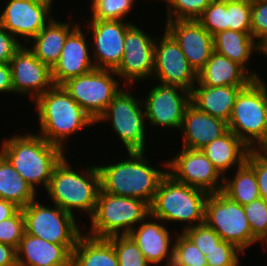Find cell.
Instances as JSON below:
<instances>
[{
  "label": "cell",
  "mask_w": 267,
  "mask_h": 266,
  "mask_svg": "<svg viewBox=\"0 0 267 266\" xmlns=\"http://www.w3.org/2000/svg\"><path fill=\"white\" fill-rule=\"evenodd\" d=\"M258 243H262L261 245L264 246V248L266 249L265 251H267V233L259 239Z\"/></svg>",
  "instance_id": "obj_50"
},
{
  "label": "cell",
  "mask_w": 267,
  "mask_h": 266,
  "mask_svg": "<svg viewBox=\"0 0 267 266\" xmlns=\"http://www.w3.org/2000/svg\"><path fill=\"white\" fill-rule=\"evenodd\" d=\"M0 266H18L15 247L0 243Z\"/></svg>",
  "instance_id": "obj_46"
},
{
  "label": "cell",
  "mask_w": 267,
  "mask_h": 266,
  "mask_svg": "<svg viewBox=\"0 0 267 266\" xmlns=\"http://www.w3.org/2000/svg\"><path fill=\"white\" fill-rule=\"evenodd\" d=\"M81 27L78 25L67 36L59 60L52 68L54 85H61L70 78L96 69L89 49L91 43L86 40L89 39L86 38L87 31L84 33Z\"/></svg>",
  "instance_id": "obj_20"
},
{
  "label": "cell",
  "mask_w": 267,
  "mask_h": 266,
  "mask_svg": "<svg viewBox=\"0 0 267 266\" xmlns=\"http://www.w3.org/2000/svg\"><path fill=\"white\" fill-rule=\"evenodd\" d=\"M164 31L161 38L156 37L151 79L192 92L197 83L198 74L187 61L175 39L166 30Z\"/></svg>",
  "instance_id": "obj_12"
},
{
  "label": "cell",
  "mask_w": 267,
  "mask_h": 266,
  "mask_svg": "<svg viewBox=\"0 0 267 266\" xmlns=\"http://www.w3.org/2000/svg\"><path fill=\"white\" fill-rule=\"evenodd\" d=\"M228 130L249 149H267V83L254 79L236 97Z\"/></svg>",
  "instance_id": "obj_6"
},
{
  "label": "cell",
  "mask_w": 267,
  "mask_h": 266,
  "mask_svg": "<svg viewBox=\"0 0 267 266\" xmlns=\"http://www.w3.org/2000/svg\"><path fill=\"white\" fill-rule=\"evenodd\" d=\"M155 41L156 37H151L134 23L127 29L123 56L115 70L118 80L123 78L124 86L131 87L153 77Z\"/></svg>",
  "instance_id": "obj_13"
},
{
  "label": "cell",
  "mask_w": 267,
  "mask_h": 266,
  "mask_svg": "<svg viewBox=\"0 0 267 266\" xmlns=\"http://www.w3.org/2000/svg\"><path fill=\"white\" fill-rule=\"evenodd\" d=\"M169 160H167V173L176 181L208 193L222 191L224 177L201 149L182 147Z\"/></svg>",
  "instance_id": "obj_14"
},
{
  "label": "cell",
  "mask_w": 267,
  "mask_h": 266,
  "mask_svg": "<svg viewBox=\"0 0 267 266\" xmlns=\"http://www.w3.org/2000/svg\"><path fill=\"white\" fill-rule=\"evenodd\" d=\"M24 232V216L19 209L12 217L0 222V243L17 248Z\"/></svg>",
  "instance_id": "obj_41"
},
{
  "label": "cell",
  "mask_w": 267,
  "mask_h": 266,
  "mask_svg": "<svg viewBox=\"0 0 267 266\" xmlns=\"http://www.w3.org/2000/svg\"><path fill=\"white\" fill-rule=\"evenodd\" d=\"M31 1L38 2V3L44 4L46 6H49L50 8L51 7L53 8L52 3L54 0H31Z\"/></svg>",
  "instance_id": "obj_49"
},
{
  "label": "cell",
  "mask_w": 267,
  "mask_h": 266,
  "mask_svg": "<svg viewBox=\"0 0 267 266\" xmlns=\"http://www.w3.org/2000/svg\"><path fill=\"white\" fill-rule=\"evenodd\" d=\"M253 80L242 66L214 51L198 73L195 86H248Z\"/></svg>",
  "instance_id": "obj_24"
},
{
  "label": "cell",
  "mask_w": 267,
  "mask_h": 266,
  "mask_svg": "<svg viewBox=\"0 0 267 266\" xmlns=\"http://www.w3.org/2000/svg\"><path fill=\"white\" fill-rule=\"evenodd\" d=\"M150 214V205L138 198L116 196L99 190L89 232L94 238L129 234Z\"/></svg>",
  "instance_id": "obj_7"
},
{
  "label": "cell",
  "mask_w": 267,
  "mask_h": 266,
  "mask_svg": "<svg viewBox=\"0 0 267 266\" xmlns=\"http://www.w3.org/2000/svg\"><path fill=\"white\" fill-rule=\"evenodd\" d=\"M124 88L128 86H123L115 95L95 124L108 121L111 123V130L118 136L127 152H145L146 132L149 128L146 127L143 101L138 100L130 90L126 91Z\"/></svg>",
  "instance_id": "obj_8"
},
{
  "label": "cell",
  "mask_w": 267,
  "mask_h": 266,
  "mask_svg": "<svg viewBox=\"0 0 267 266\" xmlns=\"http://www.w3.org/2000/svg\"><path fill=\"white\" fill-rule=\"evenodd\" d=\"M201 151L213 163L214 167L224 177L231 168L242 166L250 149L230 130L220 138L214 139L201 148ZM232 167H235L232 169Z\"/></svg>",
  "instance_id": "obj_28"
},
{
  "label": "cell",
  "mask_w": 267,
  "mask_h": 266,
  "mask_svg": "<svg viewBox=\"0 0 267 266\" xmlns=\"http://www.w3.org/2000/svg\"><path fill=\"white\" fill-rule=\"evenodd\" d=\"M247 86H194L191 103L200 111L228 123L239 92Z\"/></svg>",
  "instance_id": "obj_26"
},
{
  "label": "cell",
  "mask_w": 267,
  "mask_h": 266,
  "mask_svg": "<svg viewBox=\"0 0 267 266\" xmlns=\"http://www.w3.org/2000/svg\"><path fill=\"white\" fill-rule=\"evenodd\" d=\"M234 171L233 178L224 176L221 192L242 206L260 198L255 171L246 162Z\"/></svg>",
  "instance_id": "obj_31"
},
{
  "label": "cell",
  "mask_w": 267,
  "mask_h": 266,
  "mask_svg": "<svg viewBox=\"0 0 267 266\" xmlns=\"http://www.w3.org/2000/svg\"><path fill=\"white\" fill-rule=\"evenodd\" d=\"M246 163L255 171L260 196L267 201V149H250Z\"/></svg>",
  "instance_id": "obj_42"
},
{
  "label": "cell",
  "mask_w": 267,
  "mask_h": 266,
  "mask_svg": "<svg viewBox=\"0 0 267 266\" xmlns=\"http://www.w3.org/2000/svg\"><path fill=\"white\" fill-rule=\"evenodd\" d=\"M261 53L263 55H266V57H267V39L260 44V54L259 55H261Z\"/></svg>",
  "instance_id": "obj_48"
},
{
  "label": "cell",
  "mask_w": 267,
  "mask_h": 266,
  "mask_svg": "<svg viewBox=\"0 0 267 266\" xmlns=\"http://www.w3.org/2000/svg\"><path fill=\"white\" fill-rule=\"evenodd\" d=\"M84 21L87 23V33L91 32L93 37L89 40H91V52H94L92 59L95 68L115 71L123 56L127 29L133 22L97 19Z\"/></svg>",
  "instance_id": "obj_15"
},
{
  "label": "cell",
  "mask_w": 267,
  "mask_h": 266,
  "mask_svg": "<svg viewBox=\"0 0 267 266\" xmlns=\"http://www.w3.org/2000/svg\"><path fill=\"white\" fill-rule=\"evenodd\" d=\"M137 0H92L91 18L97 20H124Z\"/></svg>",
  "instance_id": "obj_33"
},
{
  "label": "cell",
  "mask_w": 267,
  "mask_h": 266,
  "mask_svg": "<svg viewBox=\"0 0 267 266\" xmlns=\"http://www.w3.org/2000/svg\"><path fill=\"white\" fill-rule=\"evenodd\" d=\"M165 23L164 29L175 39L198 74L214 52L213 36L198 20H173Z\"/></svg>",
  "instance_id": "obj_19"
},
{
  "label": "cell",
  "mask_w": 267,
  "mask_h": 266,
  "mask_svg": "<svg viewBox=\"0 0 267 266\" xmlns=\"http://www.w3.org/2000/svg\"><path fill=\"white\" fill-rule=\"evenodd\" d=\"M160 219L149 214L129 235L151 265L173 262L174 240Z\"/></svg>",
  "instance_id": "obj_21"
},
{
  "label": "cell",
  "mask_w": 267,
  "mask_h": 266,
  "mask_svg": "<svg viewBox=\"0 0 267 266\" xmlns=\"http://www.w3.org/2000/svg\"><path fill=\"white\" fill-rule=\"evenodd\" d=\"M156 266H159V265H156ZM161 266H162V265H161ZM163 266H175V265H174L173 262H171V263H167V264H165V265L163 264Z\"/></svg>",
  "instance_id": "obj_51"
},
{
  "label": "cell",
  "mask_w": 267,
  "mask_h": 266,
  "mask_svg": "<svg viewBox=\"0 0 267 266\" xmlns=\"http://www.w3.org/2000/svg\"><path fill=\"white\" fill-rule=\"evenodd\" d=\"M181 147L186 149H201L214 139L220 138L228 131L227 122L200 111L190 103L184 112L182 125Z\"/></svg>",
  "instance_id": "obj_23"
},
{
  "label": "cell",
  "mask_w": 267,
  "mask_h": 266,
  "mask_svg": "<svg viewBox=\"0 0 267 266\" xmlns=\"http://www.w3.org/2000/svg\"><path fill=\"white\" fill-rule=\"evenodd\" d=\"M173 263L175 266H206L207 260L200 251L182 232L175 233Z\"/></svg>",
  "instance_id": "obj_34"
},
{
  "label": "cell",
  "mask_w": 267,
  "mask_h": 266,
  "mask_svg": "<svg viewBox=\"0 0 267 266\" xmlns=\"http://www.w3.org/2000/svg\"><path fill=\"white\" fill-rule=\"evenodd\" d=\"M67 158L64 156L56 165L45 191L52 203L64 211L72 215L76 211L81 214L85 211L90 218L95 211L100 190L98 168L89 165L85 170L82 168L79 171L72 168Z\"/></svg>",
  "instance_id": "obj_4"
},
{
  "label": "cell",
  "mask_w": 267,
  "mask_h": 266,
  "mask_svg": "<svg viewBox=\"0 0 267 266\" xmlns=\"http://www.w3.org/2000/svg\"><path fill=\"white\" fill-rule=\"evenodd\" d=\"M33 103L40 124L38 134L63 150H66L65 142L72 134L95 125L94 120L61 85H54Z\"/></svg>",
  "instance_id": "obj_3"
},
{
  "label": "cell",
  "mask_w": 267,
  "mask_h": 266,
  "mask_svg": "<svg viewBox=\"0 0 267 266\" xmlns=\"http://www.w3.org/2000/svg\"><path fill=\"white\" fill-rule=\"evenodd\" d=\"M191 92L171 85L155 83L143 101L148 126L180 129Z\"/></svg>",
  "instance_id": "obj_16"
},
{
  "label": "cell",
  "mask_w": 267,
  "mask_h": 266,
  "mask_svg": "<svg viewBox=\"0 0 267 266\" xmlns=\"http://www.w3.org/2000/svg\"><path fill=\"white\" fill-rule=\"evenodd\" d=\"M71 266H119L114 246L106 238L82 234L72 251Z\"/></svg>",
  "instance_id": "obj_29"
},
{
  "label": "cell",
  "mask_w": 267,
  "mask_h": 266,
  "mask_svg": "<svg viewBox=\"0 0 267 266\" xmlns=\"http://www.w3.org/2000/svg\"><path fill=\"white\" fill-rule=\"evenodd\" d=\"M22 44L24 43L0 25V63H10L14 53Z\"/></svg>",
  "instance_id": "obj_44"
},
{
  "label": "cell",
  "mask_w": 267,
  "mask_h": 266,
  "mask_svg": "<svg viewBox=\"0 0 267 266\" xmlns=\"http://www.w3.org/2000/svg\"><path fill=\"white\" fill-rule=\"evenodd\" d=\"M72 26V27H71ZM78 26L69 21H57L55 18L43 27L28 43L34 55L51 69L58 62L67 36Z\"/></svg>",
  "instance_id": "obj_25"
},
{
  "label": "cell",
  "mask_w": 267,
  "mask_h": 266,
  "mask_svg": "<svg viewBox=\"0 0 267 266\" xmlns=\"http://www.w3.org/2000/svg\"><path fill=\"white\" fill-rule=\"evenodd\" d=\"M32 186L0 154V199L12 202L20 209L37 198Z\"/></svg>",
  "instance_id": "obj_30"
},
{
  "label": "cell",
  "mask_w": 267,
  "mask_h": 266,
  "mask_svg": "<svg viewBox=\"0 0 267 266\" xmlns=\"http://www.w3.org/2000/svg\"><path fill=\"white\" fill-rule=\"evenodd\" d=\"M243 208L252 234L259 240L267 233V201L260 197Z\"/></svg>",
  "instance_id": "obj_38"
},
{
  "label": "cell",
  "mask_w": 267,
  "mask_h": 266,
  "mask_svg": "<svg viewBox=\"0 0 267 266\" xmlns=\"http://www.w3.org/2000/svg\"><path fill=\"white\" fill-rule=\"evenodd\" d=\"M251 36L259 44L267 39V0L251 1Z\"/></svg>",
  "instance_id": "obj_43"
},
{
  "label": "cell",
  "mask_w": 267,
  "mask_h": 266,
  "mask_svg": "<svg viewBox=\"0 0 267 266\" xmlns=\"http://www.w3.org/2000/svg\"><path fill=\"white\" fill-rule=\"evenodd\" d=\"M166 2V21L197 20L213 0H160Z\"/></svg>",
  "instance_id": "obj_35"
},
{
  "label": "cell",
  "mask_w": 267,
  "mask_h": 266,
  "mask_svg": "<svg viewBox=\"0 0 267 266\" xmlns=\"http://www.w3.org/2000/svg\"><path fill=\"white\" fill-rule=\"evenodd\" d=\"M115 76L118 75L113 70L94 69L66 80L61 86L96 122L124 86Z\"/></svg>",
  "instance_id": "obj_11"
},
{
  "label": "cell",
  "mask_w": 267,
  "mask_h": 266,
  "mask_svg": "<svg viewBox=\"0 0 267 266\" xmlns=\"http://www.w3.org/2000/svg\"><path fill=\"white\" fill-rule=\"evenodd\" d=\"M212 35L229 29L227 0H213L197 19Z\"/></svg>",
  "instance_id": "obj_36"
},
{
  "label": "cell",
  "mask_w": 267,
  "mask_h": 266,
  "mask_svg": "<svg viewBox=\"0 0 267 266\" xmlns=\"http://www.w3.org/2000/svg\"><path fill=\"white\" fill-rule=\"evenodd\" d=\"M128 158L111 164L98 165L100 190L116 196L141 199L151 205L161 179L167 174L164 169L149 164L144 152H127Z\"/></svg>",
  "instance_id": "obj_2"
},
{
  "label": "cell",
  "mask_w": 267,
  "mask_h": 266,
  "mask_svg": "<svg viewBox=\"0 0 267 266\" xmlns=\"http://www.w3.org/2000/svg\"><path fill=\"white\" fill-rule=\"evenodd\" d=\"M213 43L216 53L242 66L254 79H261L256 71L247 68L253 51L260 53V44L251 35L227 29L215 34Z\"/></svg>",
  "instance_id": "obj_27"
},
{
  "label": "cell",
  "mask_w": 267,
  "mask_h": 266,
  "mask_svg": "<svg viewBox=\"0 0 267 266\" xmlns=\"http://www.w3.org/2000/svg\"><path fill=\"white\" fill-rule=\"evenodd\" d=\"M182 233L206 256L222 239L205 223L188 228Z\"/></svg>",
  "instance_id": "obj_40"
},
{
  "label": "cell",
  "mask_w": 267,
  "mask_h": 266,
  "mask_svg": "<svg viewBox=\"0 0 267 266\" xmlns=\"http://www.w3.org/2000/svg\"><path fill=\"white\" fill-rule=\"evenodd\" d=\"M236 245L222 240L205 257L209 266H240V254H243Z\"/></svg>",
  "instance_id": "obj_39"
},
{
  "label": "cell",
  "mask_w": 267,
  "mask_h": 266,
  "mask_svg": "<svg viewBox=\"0 0 267 266\" xmlns=\"http://www.w3.org/2000/svg\"><path fill=\"white\" fill-rule=\"evenodd\" d=\"M13 93L30 97L34 102L54 86L52 69L41 62L25 45L14 53L10 61ZM30 95V96H29Z\"/></svg>",
  "instance_id": "obj_17"
},
{
  "label": "cell",
  "mask_w": 267,
  "mask_h": 266,
  "mask_svg": "<svg viewBox=\"0 0 267 266\" xmlns=\"http://www.w3.org/2000/svg\"><path fill=\"white\" fill-rule=\"evenodd\" d=\"M20 208L4 199H0V222L12 217Z\"/></svg>",
  "instance_id": "obj_47"
},
{
  "label": "cell",
  "mask_w": 267,
  "mask_h": 266,
  "mask_svg": "<svg viewBox=\"0 0 267 266\" xmlns=\"http://www.w3.org/2000/svg\"><path fill=\"white\" fill-rule=\"evenodd\" d=\"M46 206L34 199L22 208L25 232L49 243L76 245L82 235L76 217L57 205Z\"/></svg>",
  "instance_id": "obj_10"
},
{
  "label": "cell",
  "mask_w": 267,
  "mask_h": 266,
  "mask_svg": "<svg viewBox=\"0 0 267 266\" xmlns=\"http://www.w3.org/2000/svg\"><path fill=\"white\" fill-rule=\"evenodd\" d=\"M0 154L37 192L46 190L54 168L65 156V150L32 132L15 134L1 141Z\"/></svg>",
  "instance_id": "obj_1"
},
{
  "label": "cell",
  "mask_w": 267,
  "mask_h": 266,
  "mask_svg": "<svg viewBox=\"0 0 267 266\" xmlns=\"http://www.w3.org/2000/svg\"><path fill=\"white\" fill-rule=\"evenodd\" d=\"M106 239L114 246L119 266H151L129 234Z\"/></svg>",
  "instance_id": "obj_32"
},
{
  "label": "cell",
  "mask_w": 267,
  "mask_h": 266,
  "mask_svg": "<svg viewBox=\"0 0 267 266\" xmlns=\"http://www.w3.org/2000/svg\"><path fill=\"white\" fill-rule=\"evenodd\" d=\"M208 195L202 189L176 181L167 173L159 182L150 205V214L164 223L184 222L182 232L204 223Z\"/></svg>",
  "instance_id": "obj_5"
},
{
  "label": "cell",
  "mask_w": 267,
  "mask_h": 266,
  "mask_svg": "<svg viewBox=\"0 0 267 266\" xmlns=\"http://www.w3.org/2000/svg\"><path fill=\"white\" fill-rule=\"evenodd\" d=\"M5 5L0 25L18 40L23 39L27 46L53 18L52 8L31 0H7Z\"/></svg>",
  "instance_id": "obj_18"
},
{
  "label": "cell",
  "mask_w": 267,
  "mask_h": 266,
  "mask_svg": "<svg viewBox=\"0 0 267 266\" xmlns=\"http://www.w3.org/2000/svg\"><path fill=\"white\" fill-rule=\"evenodd\" d=\"M204 223L222 240L236 245L243 252L259 241L252 234L243 206L222 192L209 193L205 202Z\"/></svg>",
  "instance_id": "obj_9"
},
{
  "label": "cell",
  "mask_w": 267,
  "mask_h": 266,
  "mask_svg": "<svg viewBox=\"0 0 267 266\" xmlns=\"http://www.w3.org/2000/svg\"><path fill=\"white\" fill-rule=\"evenodd\" d=\"M229 29L251 35V0H227Z\"/></svg>",
  "instance_id": "obj_37"
},
{
  "label": "cell",
  "mask_w": 267,
  "mask_h": 266,
  "mask_svg": "<svg viewBox=\"0 0 267 266\" xmlns=\"http://www.w3.org/2000/svg\"><path fill=\"white\" fill-rule=\"evenodd\" d=\"M0 93H13L10 63H0Z\"/></svg>",
  "instance_id": "obj_45"
},
{
  "label": "cell",
  "mask_w": 267,
  "mask_h": 266,
  "mask_svg": "<svg viewBox=\"0 0 267 266\" xmlns=\"http://www.w3.org/2000/svg\"><path fill=\"white\" fill-rule=\"evenodd\" d=\"M76 245L49 243L24 232L16 248L18 266H71Z\"/></svg>",
  "instance_id": "obj_22"
}]
</instances>
